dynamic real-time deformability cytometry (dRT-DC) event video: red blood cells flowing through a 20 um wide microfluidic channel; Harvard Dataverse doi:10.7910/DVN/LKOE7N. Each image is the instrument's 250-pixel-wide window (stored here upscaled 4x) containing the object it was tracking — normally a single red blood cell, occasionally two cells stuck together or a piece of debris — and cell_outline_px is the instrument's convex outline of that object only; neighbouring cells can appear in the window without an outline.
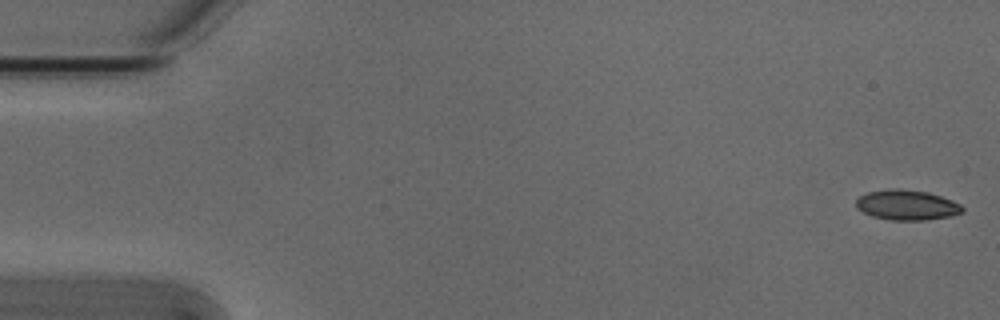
{"species": "Egyptian fruit bat (a non-hibernating species)", "species_latin": "Rousettus aegyptiacus", "temperature_condition": "cold", "stored_images_in_passage": 6, "segment_of_instrument_passage": [2, 2], "camera_frame_rate_fps": 3000, "um_per_image_px": 0.085, "animal": {"sex": "male"}, "frame": {"image": 1, "passage_image": 6, "time_ms": 1.667, "image_size_px": [1000, 320], "cell_outline_px": [[964, 212], [948, 216], [924, 220], [892, 220], [872, 216], [856, 208], [856, 200], [860, 196], [868, 192], [892, 188], [900, 188], [928, 192], [952, 200], [960, 204], [964, 208]], "centroid_in_image_um": [77.08, 17.42], "position_along_channel_um": 7.9, "area_um2": 18.61}}